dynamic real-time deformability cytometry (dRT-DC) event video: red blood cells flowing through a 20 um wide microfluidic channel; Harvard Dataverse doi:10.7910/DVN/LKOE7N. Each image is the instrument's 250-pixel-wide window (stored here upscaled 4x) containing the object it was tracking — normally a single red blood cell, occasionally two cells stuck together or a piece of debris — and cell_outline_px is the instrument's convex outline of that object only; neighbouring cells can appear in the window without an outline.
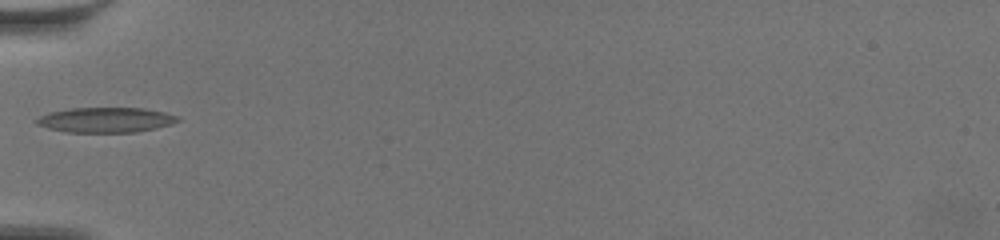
{"species": "common noctule bat (a hibernating species)", "species_latin": "Nyctalus noctula", "temperature_condition": "warm", "stored_images_in_passage": 38, "camera_frame_rate_fps": 3000, "um_per_image_px": 0.085, "animal": {"sex": "female", "body_mass_g": 19.5, "forearm_length_mm": 54.1}, "frame": {"image": 1, "passage_image": 1, "time_ms": 0.0, "image_size_px": [1000, 240], "cell_outline_px": [[180, 120], [172, 124], [156, 128], [136, 132], [64, 132], [48, 128], [36, 124], [36, 120], [40, 116], [48, 112], [72, 108], [144, 108], [164, 112], [180, 116]], "centroid_in_image_um": [9.01, 10.19], "position_along_channel_um": 76.0, "area_um2": 20.69}, "authors_computed_cell_mechanics": {"area_um2": 18.9584, "velocity_mm_per_s": 3.491, "shape_relaxation_time_tau1_ms": null, "shape_relaxation_time_tau2_ms": 3.3847, "deformation_change_tau1": null, "deformation_change_tau2": 0.1052}}